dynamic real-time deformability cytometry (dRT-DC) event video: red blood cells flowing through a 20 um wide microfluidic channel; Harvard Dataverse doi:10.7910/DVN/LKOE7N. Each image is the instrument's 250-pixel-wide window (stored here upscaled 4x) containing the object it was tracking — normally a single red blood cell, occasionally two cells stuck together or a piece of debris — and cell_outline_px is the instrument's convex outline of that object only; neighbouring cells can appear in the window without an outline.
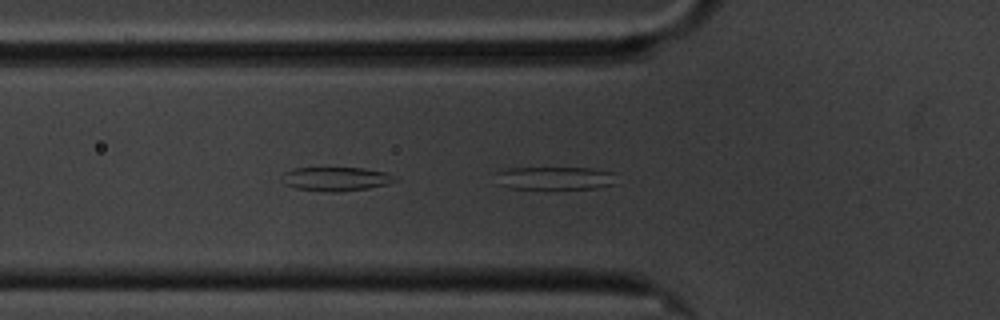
{"species": "common noctule bat (a hibernating species)", "species_latin": "Nyctalus noctula", "temperature_condition": "cold", "stored_images_in_passage": 40, "segment_of_instrument_passage": [1, 2], "camera_frame_rate_fps": 3000, "um_per_image_px": 0.085, "animal": {"sex": "male", "body_mass_g": 20.1, "forearm_length_mm": 53.5}, "frame": {"image": 1, "passage_image": 19, "time_ms": 6.0, "image_size_px": [1000, 320], "cell_outline_px": [[616, 184], [596, 188], [508, 188], [500, 184], [496, 172], [504, 168], [592, 168], [612, 172]], "centroid_in_image_um": [47.17, 15.13], "position_along_channel_um": 78.6, "area_um2": 15.95}}
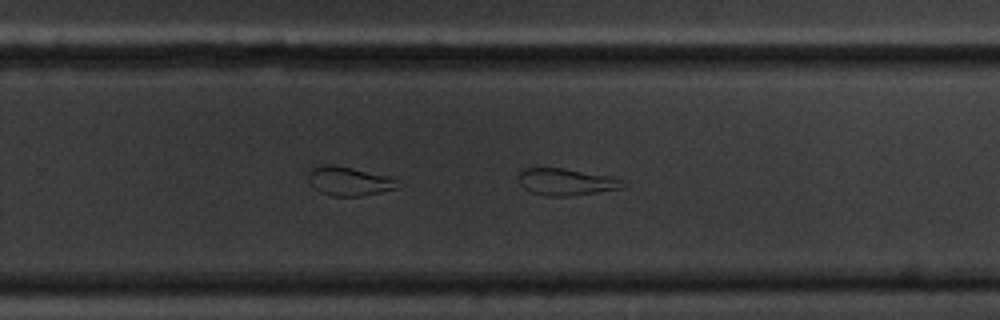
{"frame": {"image": 2, "passage_image": 37, "time_ms": 12.0, "image_size_px": [1000, 320], "cell_outline_px": [[628, 184], [620, 188], [572, 196], [548, 196], [532, 192], [524, 188], [520, 184], [516, 176], [524, 168], [536, 164], [612, 176]], "centroid_in_image_um": [48.02, 15.41], "position_along_channel_um": 281.8, "area_um2": 16.82}}
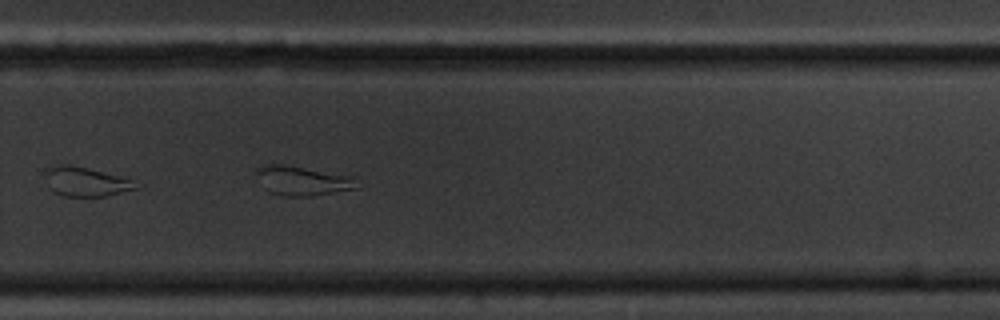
{"frame": {"image": 3, "passage_image": 39, "time_ms": 12.667, "image_size_px": [1000, 320], "cell_outline_px": [[144, 184], [140, 188], [104, 196], [64, 196], [56, 192], [52, 188], [44, 176], [44, 168], [60, 164], [68, 164], [88, 168], [132, 180]], "centroid_in_image_um": [7.33, 15.43], "position_along_channel_um": 322.5, "area_um2": 15.43}}